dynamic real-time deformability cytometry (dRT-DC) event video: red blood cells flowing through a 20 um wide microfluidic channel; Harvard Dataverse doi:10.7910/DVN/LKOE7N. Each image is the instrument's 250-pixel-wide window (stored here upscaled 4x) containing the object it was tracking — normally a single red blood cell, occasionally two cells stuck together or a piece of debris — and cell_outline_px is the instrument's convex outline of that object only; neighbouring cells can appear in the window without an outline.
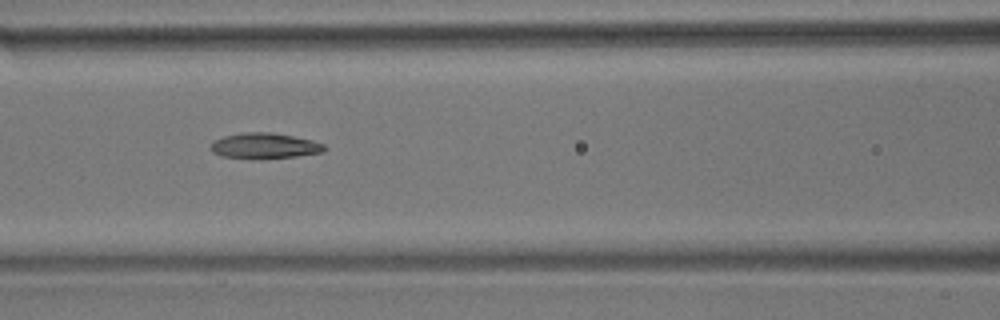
{"species": "common noctule bat (a hibernating species)", "species_latin": "Nyctalus noctula", "temperature_condition": "room temperature", "stored_images_in_passage": 6, "camera_frame_rate_fps": 3000, "um_per_image_px": 0.085, "animal": {"sex": "male", "body_mass_g": 17.9}, "frame": {"image": 1, "passage_image": 6, "time_ms": 5.667, "image_size_px": [1000, 320], "cell_outline_px": [[328, 148], [324, 152], [296, 156], [220, 156], [212, 152], [208, 148], [216, 140], [224, 136], [240, 132], [272, 132], [312, 140], [324, 144]], "centroid_in_image_um": [22.52, 12.34], "position_along_channel_um": 144.1, "area_um2": 16.24}}